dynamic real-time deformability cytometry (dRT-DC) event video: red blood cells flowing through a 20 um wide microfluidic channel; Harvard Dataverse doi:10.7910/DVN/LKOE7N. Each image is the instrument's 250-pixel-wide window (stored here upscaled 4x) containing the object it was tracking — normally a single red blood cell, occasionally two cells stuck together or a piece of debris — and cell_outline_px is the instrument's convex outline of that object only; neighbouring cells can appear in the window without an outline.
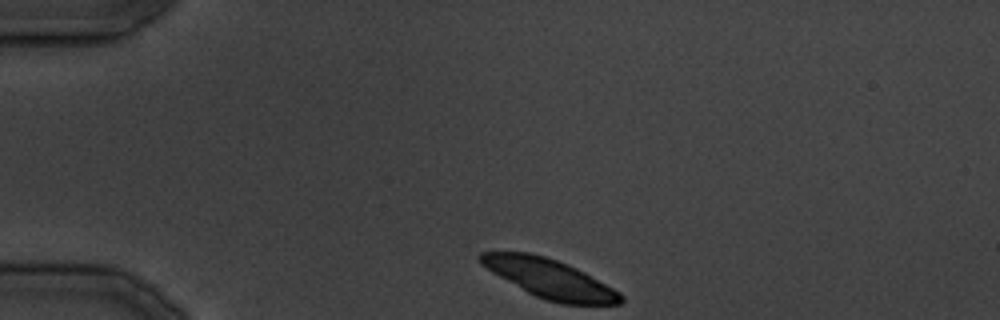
{"species": "common noctule bat (a hibernating species)", "species_latin": "Nyctalus noctula", "temperature_condition": "cold", "stored_images_in_passage": 15, "camera_frame_rate_fps": 3000, "um_per_image_px": 0.085, "animal": {"sex": "male", "body_mass_g": 19.5, "forearm_length_mm": 54.6}, "frame": {"image": 1, "passage_image": 1, "time_ms": 0.0, "image_size_px": [1000, 320], "cell_outline_px": [[624, 300], [620, 304], [560, 304], [544, 300], [528, 292], [492, 272], [480, 264], [476, 256], [480, 252], [528, 252], [544, 256], [568, 264], [584, 272], [620, 292], [624, 296]], "centroid_in_image_um": [46.71, 23.68], "position_along_channel_um": 38.3, "area_um2": 31.73}}